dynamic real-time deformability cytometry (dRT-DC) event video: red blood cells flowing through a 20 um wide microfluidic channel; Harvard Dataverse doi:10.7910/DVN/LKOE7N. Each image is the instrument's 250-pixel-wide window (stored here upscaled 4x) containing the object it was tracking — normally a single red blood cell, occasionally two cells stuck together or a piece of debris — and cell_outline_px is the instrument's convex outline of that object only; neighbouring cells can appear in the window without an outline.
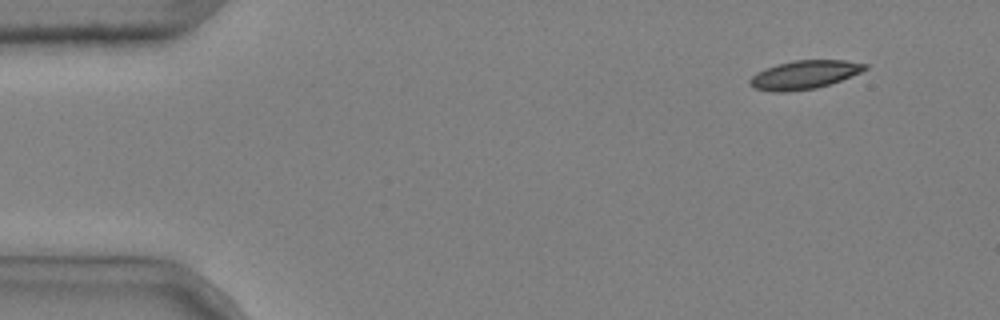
{"species": "common noctule bat (a hibernating species)", "species_latin": "Nyctalus noctula", "temperature_condition": "cold", "stored_images_in_passage": 3, "camera_frame_rate_fps": 3000, "um_per_image_px": 0.085, "animal": {"sex": "male", "body_mass_g": 20.4}, "frame": {"image": 1, "passage_image": 1, "time_ms": 0.0, "image_size_px": [1000, 320], "cell_outline_px": [[868, 68], [860, 72], [840, 80], [816, 88], [784, 92], [772, 92], [752, 88], [748, 84], [748, 80], [756, 72], [764, 68], [796, 60], [844, 60], [868, 64]], "centroid_in_image_um": [68.31, 6.36], "position_along_channel_um": 16.7, "area_um2": 19.07}}
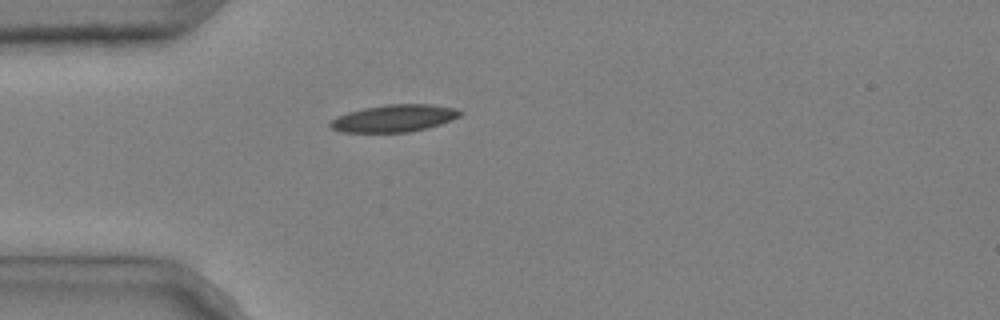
{"frame": {"image": 2, "passage_image": 3, "time_ms": 0.667, "image_size_px": [1000, 320], "cell_outline_px": [[460, 116], [452, 120], [428, 128], [408, 132], [340, 132], [332, 128], [328, 124], [336, 116], [348, 112], [364, 108], [388, 104], [432, 104], [456, 108], [460, 112]], "centroid_in_image_um": [33.49, 10.05], "position_along_channel_um": 51.5, "area_um2": 20.58}}